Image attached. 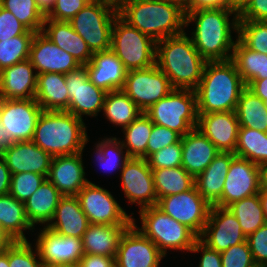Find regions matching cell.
<instances>
[{"label":"cell","mask_w":267,"mask_h":267,"mask_svg":"<svg viewBox=\"0 0 267 267\" xmlns=\"http://www.w3.org/2000/svg\"><path fill=\"white\" fill-rule=\"evenodd\" d=\"M186 28L195 22L191 39L199 54L207 62L231 60L234 49L232 30H238V13L229 8L185 11ZM229 16L233 18L229 19Z\"/></svg>","instance_id":"6da1fadb"},{"label":"cell","mask_w":267,"mask_h":267,"mask_svg":"<svg viewBox=\"0 0 267 267\" xmlns=\"http://www.w3.org/2000/svg\"><path fill=\"white\" fill-rule=\"evenodd\" d=\"M119 16L155 42L185 32L184 7L170 0L125 1Z\"/></svg>","instance_id":"7a4b0ae2"},{"label":"cell","mask_w":267,"mask_h":267,"mask_svg":"<svg viewBox=\"0 0 267 267\" xmlns=\"http://www.w3.org/2000/svg\"><path fill=\"white\" fill-rule=\"evenodd\" d=\"M206 62L186 32L156 42L155 64L174 89L195 90Z\"/></svg>","instance_id":"3957f363"},{"label":"cell","mask_w":267,"mask_h":267,"mask_svg":"<svg viewBox=\"0 0 267 267\" xmlns=\"http://www.w3.org/2000/svg\"><path fill=\"white\" fill-rule=\"evenodd\" d=\"M246 87L231 60L206 62L195 89L198 114L235 111Z\"/></svg>","instance_id":"277c9868"},{"label":"cell","mask_w":267,"mask_h":267,"mask_svg":"<svg viewBox=\"0 0 267 267\" xmlns=\"http://www.w3.org/2000/svg\"><path fill=\"white\" fill-rule=\"evenodd\" d=\"M84 120L67 111H42L32 141L52 157L83 152L89 141Z\"/></svg>","instance_id":"5b68a950"},{"label":"cell","mask_w":267,"mask_h":267,"mask_svg":"<svg viewBox=\"0 0 267 267\" xmlns=\"http://www.w3.org/2000/svg\"><path fill=\"white\" fill-rule=\"evenodd\" d=\"M141 227L132 224L146 237L151 239L166 256L167 249L191 251L199 237L187 226L171 218L156 205L139 210Z\"/></svg>","instance_id":"8992f818"},{"label":"cell","mask_w":267,"mask_h":267,"mask_svg":"<svg viewBox=\"0 0 267 267\" xmlns=\"http://www.w3.org/2000/svg\"><path fill=\"white\" fill-rule=\"evenodd\" d=\"M144 113L154 124L167 127L184 136L197 127L198 110L195 90L173 89Z\"/></svg>","instance_id":"52a82bcc"},{"label":"cell","mask_w":267,"mask_h":267,"mask_svg":"<svg viewBox=\"0 0 267 267\" xmlns=\"http://www.w3.org/2000/svg\"><path fill=\"white\" fill-rule=\"evenodd\" d=\"M111 50L127 71L155 65L156 42L129 25L119 15L115 18L112 27Z\"/></svg>","instance_id":"ba28073f"},{"label":"cell","mask_w":267,"mask_h":267,"mask_svg":"<svg viewBox=\"0 0 267 267\" xmlns=\"http://www.w3.org/2000/svg\"><path fill=\"white\" fill-rule=\"evenodd\" d=\"M118 9L110 4L89 2L70 21L92 53L111 49V33Z\"/></svg>","instance_id":"9c48e42d"},{"label":"cell","mask_w":267,"mask_h":267,"mask_svg":"<svg viewBox=\"0 0 267 267\" xmlns=\"http://www.w3.org/2000/svg\"><path fill=\"white\" fill-rule=\"evenodd\" d=\"M90 224L131 225L128 215L107 189L88 182L76 195Z\"/></svg>","instance_id":"30bf717a"},{"label":"cell","mask_w":267,"mask_h":267,"mask_svg":"<svg viewBox=\"0 0 267 267\" xmlns=\"http://www.w3.org/2000/svg\"><path fill=\"white\" fill-rule=\"evenodd\" d=\"M174 88L168 77L155 65L138 70L127 71L122 90L145 112Z\"/></svg>","instance_id":"8fae6325"},{"label":"cell","mask_w":267,"mask_h":267,"mask_svg":"<svg viewBox=\"0 0 267 267\" xmlns=\"http://www.w3.org/2000/svg\"><path fill=\"white\" fill-rule=\"evenodd\" d=\"M163 212L190 228L198 237L204 231L211 205L201 196L194 185L188 191L158 199Z\"/></svg>","instance_id":"7c38bea8"},{"label":"cell","mask_w":267,"mask_h":267,"mask_svg":"<svg viewBox=\"0 0 267 267\" xmlns=\"http://www.w3.org/2000/svg\"><path fill=\"white\" fill-rule=\"evenodd\" d=\"M42 111L35 99L0 98V121L6 129L7 140L11 144L32 141Z\"/></svg>","instance_id":"4fadbf2b"},{"label":"cell","mask_w":267,"mask_h":267,"mask_svg":"<svg viewBox=\"0 0 267 267\" xmlns=\"http://www.w3.org/2000/svg\"><path fill=\"white\" fill-rule=\"evenodd\" d=\"M65 83L70 101L66 111L81 119L83 115L98 116L107 92L88 79L86 68L81 65L77 70L65 74Z\"/></svg>","instance_id":"5bb4252c"},{"label":"cell","mask_w":267,"mask_h":267,"mask_svg":"<svg viewBox=\"0 0 267 267\" xmlns=\"http://www.w3.org/2000/svg\"><path fill=\"white\" fill-rule=\"evenodd\" d=\"M120 173V183L129 203L138 204L140 210L157 205L152 169L147 159L130 157Z\"/></svg>","instance_id":"9a60e30c"},{"label":"cell","mask_w":267,"mask_h":267,"mask_svg":"<svg viewBox=\"0 0 267 267\" xmlns=\"http://www.w3.org/2000/svg\"><path fill=\"white\" fill-rule=\"evenodd\" d=\"M165 255L131 224L120 238L115 267H159Z\"/></svg>","instance_id":"2e32d148"},{"label":"cell","mask_w":267,"mask_h":267,"mask_svg":"<svg viewBox=\"0 0 267 267\" xmlns=\"http://www.w3.org/2000/svg\"><path fill=\"white\" fill-rule=\"evenodd\" d=\"M260 192L259 166L235 156L225 178L221 199L215 204L227 208L232 203Z\"/></svg>","instance_id":"e0dca14e"},{"label":"cell","mask_w":267,"mask_h":267,"mask_svg":"<svg viewBox=\"0 0 267 267\" xmlns=\"http://www.w3.org/2000/svg\"><path fill=\"white\" fill-rule=\"evenodd\" d=\"M39 231L34 244L46 267L77 266L85 254L82 239L59 235L45 226Z\"/></svg>","instance_id":"ac0fdd59"},{"label":"cell","mask_w":267,"mask_h":267,"mask_svg":"<svg viewBox=\"0 0 267 267\" xmlns=\"http://www.w3.org/2000/svg\"><path fill=\"white\" fill-rule=\"evenodd\" d=\"M246 238L238 219L228 208L211 206L204 231L199 237L204 244L221 253L245 242Z\"/></svg>","instance_id":"d6986e66"},{"label":"cell","mask_w":267,"mask_h":267,"mask_svg":"<svg viewBox=\"0 0 267 267\" xmlns=\"http://www.w3.org/2000/svg\"><path fill=\"white\" fill-rule=\"evenodd\" d=\"M29 60L37 74L48 72L67 74L81 66L72 55L60 49L42 32L35 33L30 47Z\"/></svg>","instance_id":"ffe728a7"},{"label":"cell","mask_w":267,"mask_h":267,"mask_svg":"<svg viewBox=\"0 0 267 267\" xmlns=\"http://www.w3.org/2000/svg\"><path fill=\"white\" fill-rule=\"evenodd\" d=\"M220 152L234 153L239 122L235 111L198 114L197 127Z\"/></svg>","instance_id":"44dd1931"},{"label":"cell","mask_w":267,"mask_h":267,"mask_svg":"<svg viewBox=\"0 0 267 267\" xmlns=\"http://www.w3.org/2000/svg\"><path fill=\"white\" fill-rule=\"evenodd\" d=\"M83 152L52 158L47 179L63 195L76 196L89 182L86 179Z\"/></svg>","instance_id":"7402d4cb"},{"label":"cell","mask_w":267,"mask_h":267,"mask_svg":"<svg viewBox=\"0 0 267 267\" xmlns=\"http://www.w3.org/2000/svg\"><path fill=\"white\" fill-rule=\"evenodd\" d=\"M1 155L11 174L33 172L46 177L53 158L33 141L15 142Z\"/></svg>","instance_id":"603a6c76"},{"label":"cell","mask_w":267,"mask_h":267,"mask_svg":"<svg viewBox=\"0 0 267 267\" xmlns=\"http://www.w3.org/2000/svg\"><path fill=\"white\" fill-rule=\"evenodd\" d=\"M83 66L87 70L88 79L95 86L106 92L123 88L127 70L111 49L94 52L90 62Z\"/></svg>","instance_id":"cb8c5ba5"},{"label":"cell","mask_w":267,"mask_h":267,"mask_svg":"<svg viewBox=\"0 0 267 267\" xmlns=\"http://www.w3.org/2000/svg\"><path fill=\"white\" fill-rule=\"evenodd\" d=\"M34 70L27 59L0 71V98L35 99L37 73Z\"/></svg>","instance_id":"d4e9b609"},{"label":"cell","mask_w":267,"mask_h":267,"mask_svg":"<svg viewBox=\"0 0 267 267\" xmlns=\"http://www.w3.org/2000/svg\"><path fill=\"white\" fill-rule=\"evenodd\" d=\"M182 167L195 179L219 154L215 145L197 128L181 137Z\"/></svg>","instance_id":"484cf974"},{"label":"cell","mask_w":267,"mask_h":267,"mask_svg":"<svg viewBox=\"0 0 267 267\" xmlns=\"http://www.w3.org/2000/svg\"><path fill=\"white\" fill-rule=\"evenodd\" d=\"M89 225L78 198L66 195L60 199L54 216L46 227L59 235L82 239Z\"/></svg>","instance_id":"4316f807"},{"label":"cell","mask_w":267,"mask_h":267,"mask_svg":"<svg viewBox=\"0 0 267 267\" xmlns=\"http://www.w3.org/2000/svg\"><path fill=\"white\" fill-rule=\"evenodd\" d=\"M41 32L60 49L72 55L80 65L90 62L93 53L69 22L54 21L46 17Z\"/></svg>","instance_id":"83f0119b"},{"label":"cell","mask_w":267,"mask_h":267,"mask_svg":"<svg viewBox=\"0 0 267 267\" xmlns=\"http://www.w3.org/2000/svg\"><path fill=\"white\" fill-rule=\"evenodd\" d=\"M235 156V153L219 152L194 180L197 191L211 206L221 199L225 178Z\"/></svg>","instance_id":"f1b7e54d"},{"label":"cell","mask_w":267,"mask_h":267,"mask_svg":"<svg viewBox=\"0 0 267 267\" xmlns=\"http://www.w3.org/2000/svg\"><path fill=\"white\" fill-rule=\"evenodd\" d=\"M35 100L44 111H66L70 101L65 74H37Z\"/></svg>","instance_id":"f546056e"},{"label":"cell","mask_w":267,"mask_h":267,"mask_svg":"<svg viewBox=\"0 0 267 267\" xmlns=\"http://www.w3.org/2000/svg\"><path fill=\"white\" fill-rule=\"evenodd\" d=\"M129 226L90 224L82 236L84 253L115 258L120 238Z\"/></svg>","instance_id":"4dcf8cb0"},{"label":"cell","mask_w":267,"mask_h":267,"mask_svg":"<svg viewBox=\"0 0 267 267\" xmlns=\"http://www.w3.org/2000/svg\"><path fill=\"white\" fill-rule=\"evenodd\" d=\"M63 195L46 179L24 202L27 220L35 230V224H49Z\"/></svg>","instance_id":"1f68e13d"},{"label":"cell","mask_w":267,"mask_h":267,"mask_svg":"<svg viewBox=\"0 0 267 267\" xmlns=\"http://www.w3.org/2000/svg\"><path fill=\"white\" fill-rule=\"evenodd\" d=\"M0 226L13 241H28L24 231L34 232L27 220L24 203L10 194L0 195Z\"/></svg>","instance_id":"d6a6232c"},{"label":"cell","mask_w":267,"mask_h":267,"mask_svg":"<svg viewBox=\"0 0 267 267\" xmlns=\"http://www.w3.org/2000/svg\"><path fill=\"white\" fill-rule=\"evenodd\" d=\"M231 61L246 85L253 79L267 78V55L249 49L238 38Z\"/></svg>","instance_id":"836d02e7"},{"label":"cell","mask_w":267,"mask_h":267,"mask_svg":"<svg viewBox=\"0 0 267 267\" xmlns=\"http://www.w3.org/2000/svg\"><path fill=\"white\" fill-rule=\"evenodd\" d=\"M239 127L267 132V107L265 102L247 87L241 92L235 109Z\"/></svg>","instance_id":"e575fe53"},{"label":"cell","mask_w":267,"mask_h":267,"mask_svg":"<svg viewBox=\"0 0 267 267\" xmlns=\"http://www.w3.org/2000/svg\"><path fill=\"white\" fill-rule=\"evenodd\" d=\"M102 110L105 119L122 129L142 113L122 89L107 92Z\"/></svg>","instance_id":"d590c367"},{"label":"cell","mask_w":267,"mask_h":267,"mask_svg":"<svg viewBox=\"0 0 267 267\" xmlns=\"http://www.w3.org/2000/svg\"><path fill=\"white\" fill-rule=\"evenodd\" d=\"M157 199L188 191L194 178L182 167L152 169Z\"/></svg>","instance_id":"8d00e7d4"},{"label":"cell","mask_w":267,"mask_h":267,"mask_svg":"<svg viewBox=\"0 0 267 267\" xmlns=\"http://www.w3.org/2000/svg\"><path fill=\"white\" fill-rule=\"evenodd\" d=\"M153 122L142 112L127 127L121 129L125 137L121 143L129 157L146 159L147 143L153 128Z\"/></svg>","instance_id":"74e56055"},{"label":"cell","mask_w":267,"mask_h":267,"mask_svg":"<svg viewBox=\"0 0 267 267\" xmlns=\"http://www.w3.org/2000/svg\"><path fill=\"white\" fill-rule=\"evenodd\" d=\"M227 208L238 219L246 237L267 222L259 193L236 201Z\"/></svg>","instance_id":"f35d334b"},{"label":"cell","mask_w":267,"mask_h":267,"mask_svg":"<svg viewBox=\"0 0 267 267\" xmlns=\"http://www.w3.org/2000/svg\"><path fill=\"white\" fill-rule=\"evenodd\" d=\"M236 156L246 158L260 166L267 162V132L239 127Z\"/></svg>","instance_id":"ab89813d"},{"label":"cell","mask_w":267,"mask_h":267,"mask_svg":"<svg viewBox=\"0 0 267 267\" xmlns=\"http://www.w3.org/2000/svg\"><path fill=\"white\" fill-rule=\"evenodd\" d=\"M97 144V145H96ZM96 146L93 153L96 154V162L101 166V169L106 170L108 173L118 170H122L125 162L130 158L123 147L121 140L116 137H106L101 139ZM103 167V168H102ZM105 171V172H106Z\"/></svg>","instance_id":"60d3db41"},{"label":"cell","mask_w":267,"mask_h":267,"mask_svg":"<svg viewBox=\"0 0 267 267\" xmlns=\"http://www.w3.org/2000/svg\"><path fill=\"white\" fill-rule=\"evenodd\" d=\"M0 6L10 11L28 30L35 33L42 31L46 17L36 5V0H0Z\"/></svg>","instance_id":"b9f144b4"},{"label":"cell","mask_w":267,"mask_h":267,"mask_svg":"<svg viewBox=\"0 0 267 267\" xmlns=\"http://www.w3.org/2000/svg\"><path fill=\"white\" fill-rule=\"evenodd\" d=\"M34 36L35 32L28 30L25 34L0 41V71L29 59Z\"/></svg>","instance_id":"7bdbcfd3"},{"label":"cell","mask_w":267,"mask_h":267,"mask_svg":"<svg viewBox=\"0 0 267 267\" xmlns=\"http://www.w3.org/2000/svg\"><path fill=\"white\" fill-rule=\"evenodd\" d=\"M237 34L246 47L267 55V21H238Z\"/></svg>","instance_id":"ee69618b"},{"label":"cell","mask_w":267,"mask_h":267,"mask_svg":"<svg viewBox=\"0 0 267 267\" xmlns=\"http://www.w3.org/2000/svg\"><path fill=\"white\" fill-rule=\"evenodd\" d=\"M34 247L35 249L29 241H14L9 245V267H46L40 259L36 246Z\"/></svg>","instance_id":"f6af8a7d"},{"label":"cell","mask_w":267,"mask_h":267,"mask_svg":"<svg viewBox=\"0 0 267 267\" xmlns=\"http://www.w3.org/2000/svg\"><path fill=\"white\" fill-rule=\"evenodd\" d=\"M46 179V176L33 172L11 174L9 194L24 203Z\"/></svg>","instance_id":"bcb514c9"},{"label":"cell","mask_w":267,"mask_h":267,"mask_svg":"<svg viewBox=\"0 0 267 267\" xmlns=\"http://www.w3.org/2000/svg\"><path fill=\"white\" fill-rule=\"evenodd\" d=\"M151 169L171 168L182 166V142L164 147L147 158Z\"/></svg>","instance_id":"7dc6e473"},{"label":"cell","mask_w":267,"mask_h":267,"mask_svg":"<svg viewBox=\"0 0 267 267\" xmlns=\"http://www.w3.org/2000/svg\"><path fill=\"white\" fill-rule=\"evenodd\" d=\"M222 267H251L255 264L247 241L220 253Z\"/></svg>","instance_id":"c3c4849f"},{"label":"cell","mask_w":267,"mask_h":267,"mask_svg":"<svg viewBox=\"0 0 267 267\" xmlns=\"http://www.w3.org/2000/svg\"><path fill=\"white\" fill-rule=\"evenodd\" d=\"M181 135L167 127L153 124V128L147 143L146 159L156 151L167 147L168 145L178 143Z\"/></svg>","instance_id":"681fc988"},{"label":"cell","mask_w":267,"mask_h":267,"mask_svg":"<svg viewBox=\"0 0 267 267\" xmlns=\"http://www.w3.org/2000/svg\"><path fill=\"white\" fill-rule=\"evenodd\" d=\"M255 264L267 265V222L247 236Z\"/></svg>","instance_id":"f907efd6"},{"label":"cell","mask_w":267,"mask_h":267,"mask_svg":"<svg viewBox=\"0 0 267 267\" xmlns=\"http://www.w3.org/2000/svg\"><path fill=\"white\" fill-rule=\"evenodd\" d=\"M88 3L87 0H56L53 10L46 17L54 21L69 22Z\"/></svg>","instance_id":"816d5d0a"},{"label":"cell","mask_w":267,"mask_h":267,"mask_svg":"<svg viewBox=\"0 0 267 267\" xmlns=\"http://www.w3.org/2000/svg\"><path fill=\"white\" fill-rule=\"evenodd\" d=\"M27 31L10 11L0 6V41L25 34Z\"/></svg>","instance_id":"f5cc1de1"},{"label":"cell","mask_w":267,"mask_h":267,"mask_svg":"<svg viewBox=\"0 0 267 267\" xmlns=\"http://www.w3.org/2000/svg\"><path fill=\"white\" fill-rule=\"evenodd\" d=\"M190 252H202L199 265L197 267H222L220 252L209 248L200 239H198Z\"/></svg>","instance_id":"db71d44e"},{"label":"cell","mask_w":267,"mask_h":267,"mask_svg":"<svg viewBox=\"0 0 267 267\" xmlns=\"http://www.w3.org/2000/svg\"><path fill=\"white\" fill-rule=\"evenodd\" d=\"M238 15V21H267V0H251Z\"/></svg>","instance_id":"11a10c76"},{"label":"cell","mask_w":267,"mask_h":267,"mask_svg":"<svg viewBox=\"0 0 267 267\" xmlns=\"http://www.w3.org/2000/svg\"><path fill=\"white\" fill-rule=\"evenodd\" d=\"M185 11L200 9H232V0H189L184 6Z\"/></svg>","instance_id":"9f6ffc18"},{"label":"cell","mask_w":267,"mask_h":267,"mask_svg":"<svg viewBox=\"0 0 267 267\" xmlns=\"http://www.w3.org/2000/svg\"><path fill=\"white\" fill-rule=\"evenodd\" d=\"M77 267H115V258L104 255L84 254Z\"/></svg>","instance_id":"6f0895ef"},{"label":"cell","mask_w":267,"mask_h":267,"mask_svg":"<svg viewBox=\"0 0 267 267\" xmlns=\"http://www.w3.org/2000/svg\"><path fill=\"white\" fill-rule=\"evenodd\" d=\"M11 173L3 156L0 154V195L9 194Z\"/></svg>","instance_id":"680465c9"},{"label":"cell","mask_w":267,"mask_h":267,"mask_svg":"<svg viewBox=\"0 0 267 267\" xmlns=\"http://www.w3.org/2000/svg\"><path fill=\"white\" fill-rule=\"evenodd\" d=\"M246 86L264 102L267 100V78L253 79Z\"/></svg>","instance_id":"91938a15"},{"label":"cell","mask_w":267,"mask_h":267,"mask_svg":"<svg viewBox=\"0 0 267 267\" xmlns=\"http://www.w3.org/2000/svg\"><path fill=\"white\" fill-rule=\"evenodd\" d=\"M55 1L56 0H36V5L41 13L46 17L53 10Z\"/></svg>","instance_id":"94428289"},{"label":"cell","mask_w":267,"mask_h":267,"mask_svg":"<svg viewBox=\"0 0 267 267\" xmlns=\"http://www.w3.org/2000/svg\"><path fill=\"white\" fill-rule=\"evenodd\" d=\"M6 135V129L0 121V154L11 145V143L6 138Z\"/></svg>","instance_id":"6125c7cd"},{"label":"cell","mask_w":267,"mask_h":267,"mask_svg":"<svg viewBox=\"0 0 267 267\" xmlns=\"http://www.w3.org/2000/svg\"><path fill=\"white\" fill-rule=\"evenodd\" d=\"M260 188H267V162L259 166Z\"/></svg>","instance_id":"be15d7a7"},{"label":"cell","mask_w":267,"mask_h":267,"mask_svg":"<svg viewBox=\"0 0 267 267\" xmlns=\"http://www.w3.org/2000/svg\"><path fill=\"white\" fill-rule=\"evenodd\" d=\"M14 241L7 235V233L0 226V250L11 245Z\"/></svg>","instance_id":"e7e4bbea"},{"label":"cell","mask_w":267,"mask_h":267,"mask_svg":"<svg viewBox=\"0 0 267 267\" xmlns=\"http://www.w3.org/2000/svg\"><path fill=\"white\" fill-rule=\"evenodd\" d=\"M251 2V0H232V9L238 14Z\"/></svg>","instance_id":"03108f58"},{"label":"cell","mask_w":267,"mask_h":267,"mask_svg":"<svg viewBox=\"0 0 267 267\" xmlns=\"http://www.w3.org/2000/svg\"><path fill=\"white\" fill-rule=\"evenodd\" d=\"M259 196L261 198L262 208L267 221V188H260Z\"/></svg>","instance_id":"003e7915"},{"label":"cell","mask_w":267,"mask_h":267,"mask_svg":"<svg viewBox=\"0 0 267 267\" xmlns=\"http://www.w3.org/2000/svg\"><path fill=\"white\" fill-rule=\"evenodd\" d=\"M0 267H9L8 263V247L0 250Z\"/></svg>","instance_id":"a7ac6f4b"},{"label":"cell","mask_w":267,"mask_h":267,"mask_svg":"<svg viewBox=\"0 0 267 267\" xmlns=\"http://www.w3.org/2000/svg\"><path fill=\"white\" fill-rule=\"evenodd\" d=\"M96 1L110 4L113 7H115L116 9H118L126 0H96Z\"/></svg>","instance_id":"89a4df30"},{"label":"cell","mask_w":267,"mask_h":267,"mask_svg":"<svg viewBox=\"0 0 267 267\" xmlns=\"http://www.w3.org/2000/svg\"><path fill=\"white\" fill-rule=\"evenodd\" d=\"M170 1L177 2V3L181 4L182 6H184L189 0H170Z\"/></svg>","instance_id":"2644e50d"},{"label":"cell","mask_w":267,"mask_h":267,"mask_svg":"<svg viewBox=\"0 0 267 267\" xmlns=\"http://www.w3.org/2000/svg\"><path fill=\"white\" fill-rule=\"evenodd\" d=\"M251 267H265V265H262V264H254L253 266Z\"/></svg>","instance_id":"8c879c8a"},{"label":"cell","mask_w":267,"mask_h":267,"mask_svg":"<svg viewBox=\"0 0 267 267\" xmlns=\"http://www.w3.org/2000/svg\"><path fill=\"white\" fill-rule=\"evenodd\" d=\"M126 1H153V0H126Z\"/></svg>","instance_id":"753ad0ef"},{"label":"cell","mask_w":267,"mask_h":267,"mask_svg":"<svg viewBox=\"0 0 267 267\" xmlns=\"http://www.w3.org/2000/svg\"><path fill=\"white\" fill-rule=\"evenodd\" d=\"M52 267H77V266H52Z\"/></svg>","instance_id":"34e18365"}]
</instances>
